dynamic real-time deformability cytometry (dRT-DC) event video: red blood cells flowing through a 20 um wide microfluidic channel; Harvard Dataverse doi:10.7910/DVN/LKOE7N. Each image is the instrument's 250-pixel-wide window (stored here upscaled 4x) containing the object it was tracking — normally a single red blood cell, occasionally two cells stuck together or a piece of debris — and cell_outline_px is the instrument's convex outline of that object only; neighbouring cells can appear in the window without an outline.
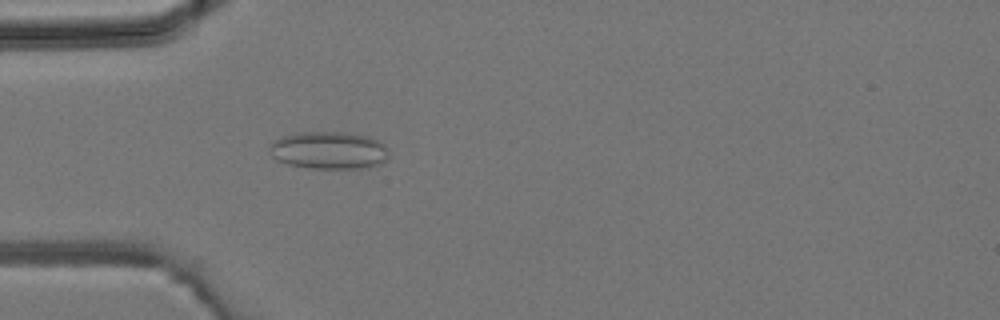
{"species": "common noctule bat (a hibernating species)", "species_latin": "Nyctalus noctula", "temperature_condition": "room temperature", "stored_images_in_passage": 38, "camera_frame_rate_fps": 3000, "um_per_image_px": 0.085, "animal": {"sex": "male", "body_mass_g": 19.2, "forearm_length_mm": 51.8}, "frame": {"image": 1, "passage_image": 7, "time_ms": 2.0, "image_size_px": [1000, 320], "cell_outline_px": [[388, 156], [380, 164], [360, 168], [308, 168], [288, 164], [276, 160], [272, 156], [268, 148], [268, 144], [280, 136], [300, 132], [340, 132], [368, 136], [384, 144], [388, 148]], "centroid_in_image_um": [27.9, 12.77], "position_along_channel_um": 57.1, "area_um2": 26.18}}
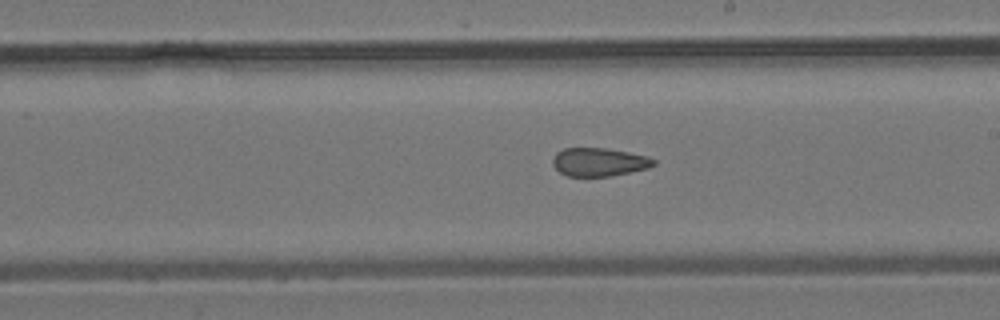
{"frame": {"image": 2, "passage_image": 19, "time_ms": 6.0, "image_size_px": [1000, 320], "cell_outline_px": [[656, 164], [648, 168], [612, 176], [568, 176], [560, 172], [552, 164], [552, 160], [556, 152], [564, 148], [608, 148], [648, 156], [656, 160]], "centroid_in_image_um": [50.93, 13.77], "position_along_channel_um": 238.1, "area_um2": 16.76}}
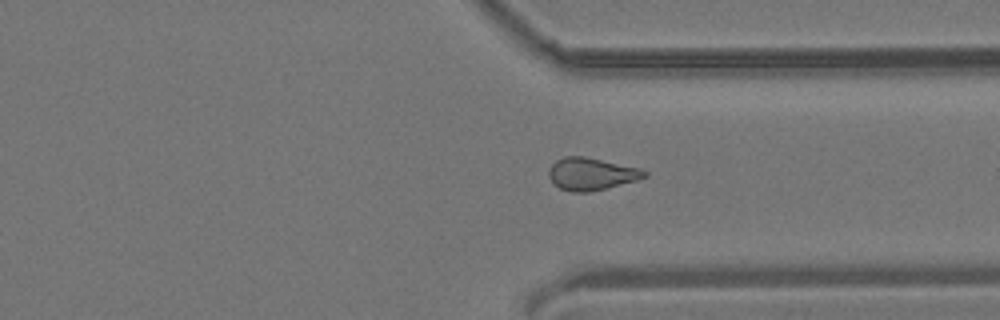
{"frame": {"image": 3, "passage_image": 27, "time_ms": 8.667, "image_size_px": [1000, 320], "cell_outline_px": [[648, 176], [636, 180], [608, 188], [588, 192], [572, 192], [560, 188], [548, 176], [548, 168], [556, 160], [564, 156], [584, 156], [640, 168], [648, 172]], "centroid_in_image_um": [50.26, 14.78], "position_along_channel_um": 361.1, "area_um2": 18.03}}